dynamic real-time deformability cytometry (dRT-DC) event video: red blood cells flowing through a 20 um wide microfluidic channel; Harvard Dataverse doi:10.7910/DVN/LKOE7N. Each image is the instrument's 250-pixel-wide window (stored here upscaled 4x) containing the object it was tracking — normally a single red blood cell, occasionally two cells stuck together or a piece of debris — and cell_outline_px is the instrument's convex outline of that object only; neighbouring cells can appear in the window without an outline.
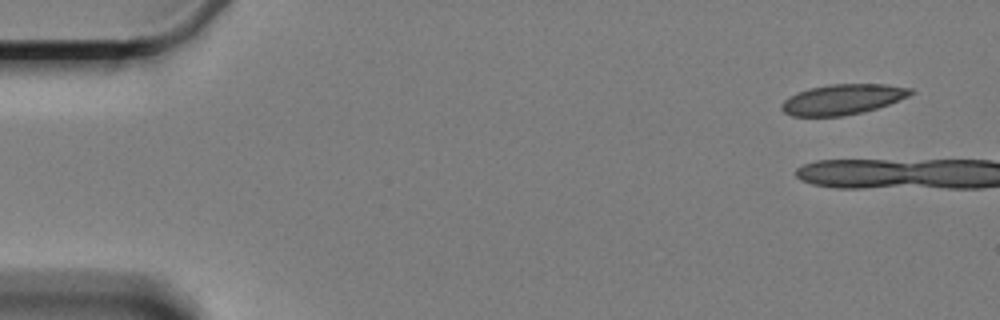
{"species": "Egyptian fruit bat (a non-hibernating species)", "species_latin": "Rousettus aegyptiacus", "temperature_condition": "cold", "stored_images_in_passage": 2, "camera_frame_rate_fps": 3000, "um_per_image_px": 0.085, "animal": {"sex": "female"}, "frame": {"image": 1, "passage_image": 1, "time_ms": 0.0, "image_size_px": [1000, 320], "cell_outline_px": [[916, 92], [908, 96], [888, 104], [864, 112], [844, 116], [792, 116], [784, 112], [780, 108], [780, 104], [788, 96], [796, 92], [808, 88], [828, 84], [884, 84], [912, 88]], "centroid_in_image_um": [71.59, 8.44], "position_along_channel_um": 13.4, "area_um2": 23.0}}